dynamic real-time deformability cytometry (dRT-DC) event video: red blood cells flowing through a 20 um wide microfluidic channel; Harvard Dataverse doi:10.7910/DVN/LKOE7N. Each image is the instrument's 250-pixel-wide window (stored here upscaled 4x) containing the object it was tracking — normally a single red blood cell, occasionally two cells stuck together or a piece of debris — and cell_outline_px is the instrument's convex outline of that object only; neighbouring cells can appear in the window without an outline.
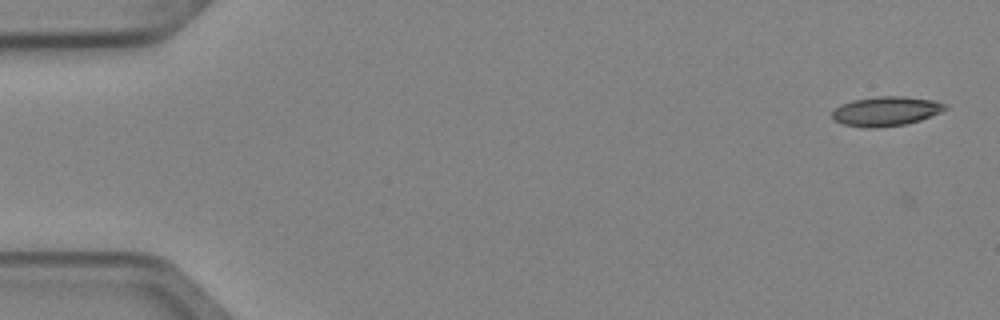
{"species": "Egyptian fruit bat (a non-hibernating species)", "species_latin": "Rousettus aegyptiacus", "temperature_condition": "cold", "stored_images_in_passage": 8, "camera_frame_rate_fps": 3000, "um_per_image_px": 0.085, "animal": {"sex": "female"}, "frame": {"image": 1, "passage_image": 1, "time_ms": 0.0, "image_size_px": [1000, 320], "cell_outline_px": [[948, 108], [940, 112], [920, 120], [904, 124], [876, 128], [868, 128], [844, 124], [832, 120], [832, 112], [840, 104], [852, 100], [876, 96], [904, 96], [932, 100], [948, 104]], "centroid_in_image_um": [75.29, 9.44], "position_along_channel_um": 9.7, "area_um2": 19.42}}
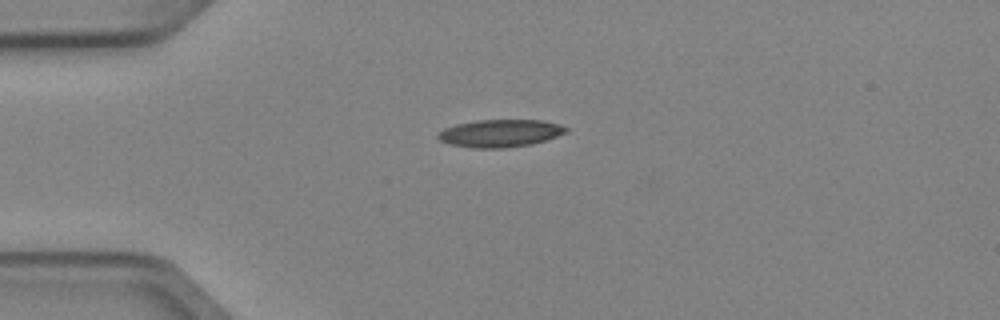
{"frame": {"image": 2, "passage_image": 4, "time_ms": 1.0, "image_size_px": [1000, 320], "cell_outline_px": [[568, 128], [564, 132], [556, 136], [544, 140], [528, 144], [504, 148], [472, 148], [452, 144], [440, 140], [436, 136], [436, 132], [444, 128], [456, 124], [476, 120], [544, 120], [560, 124]], "centroid_in_image_um": [42.46, 11.31], "position_along_channel_um": 42.5, "area_um2": 20.4}}
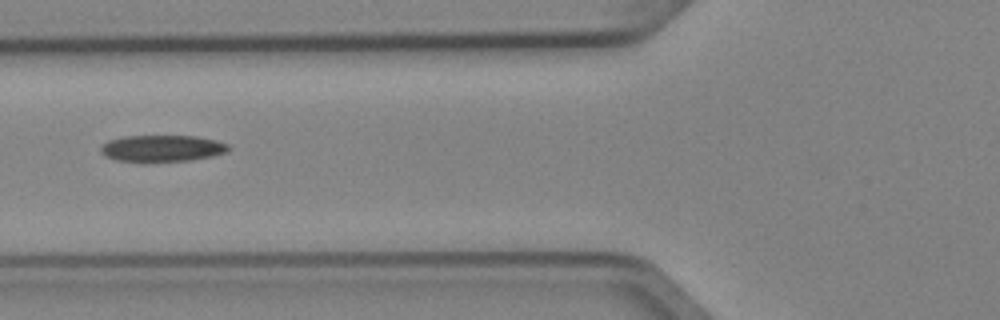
{"frame": {"image": 3, "passage_image": 6, "time_ms": 1.667, "image_size_px": [1000, 320], "cell_outline_px": [[232, 148], [228, 152], [212, 156], [192, 160], [144, 164], [116, 160], [104, 156], [100, 152], [100, 144], [108, 140], [124, 136], [196, 136], [216, 140], [228, 144]], "centroid_in_image_um": [13.74, 12.64], "position_along_channel_um": 112.1, "area_um2": 20.69}}